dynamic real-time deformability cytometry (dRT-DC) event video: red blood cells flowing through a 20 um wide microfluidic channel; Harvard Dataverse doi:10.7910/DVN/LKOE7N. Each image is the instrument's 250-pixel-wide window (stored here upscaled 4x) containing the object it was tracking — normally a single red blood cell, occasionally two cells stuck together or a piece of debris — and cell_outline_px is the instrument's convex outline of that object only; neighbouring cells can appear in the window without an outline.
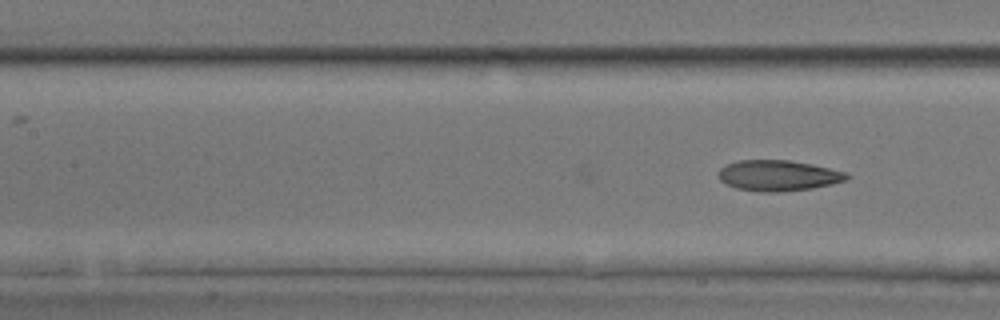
{"species": "common noctule bat (a hibernating species)", "species_latin": "Nyctalus noctula", "temperature_condition": "room temperature", "stored_images_in_passage": 22, "camera_frame_rate_fps": 3000, "um_per_image_px": 0.085, "animal": {"sex": "male", "body_mass_g": 17.9, "forearm_length_mm": 54.2}, "frame": {"image": 1, "passage_image": 22, "time_ms": 7.0, "image_size_px": [1000, 320], "cell_outline_px": [[848, 176], [844, 180], [832, 184], [812, 188], [780, 192], [760, 192], [736, 188], [720, 180], [716, 176], [716, 172], [720, 168], [728, 164], [740, 160], [788, 160], [812, 164], [848, 172]], "centroid_in_image_um": [66.12, 14.92], "position_along_channel_um": 141.3, "area_um2": 23.0}}